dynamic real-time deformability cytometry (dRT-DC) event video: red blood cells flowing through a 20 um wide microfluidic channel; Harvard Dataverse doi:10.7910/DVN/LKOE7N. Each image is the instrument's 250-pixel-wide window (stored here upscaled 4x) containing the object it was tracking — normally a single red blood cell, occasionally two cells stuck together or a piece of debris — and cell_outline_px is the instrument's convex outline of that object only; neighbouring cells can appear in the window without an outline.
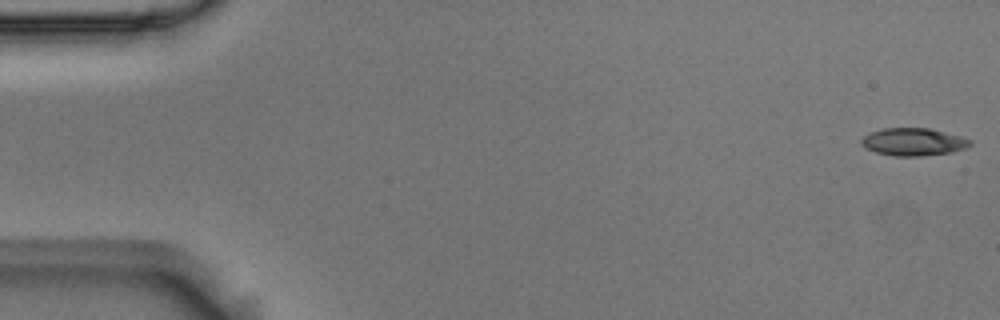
{"species": "Egyptian fruit bat (a non-hibernating species)", "species_latin": "Rousettus aegyptiacus", "temperature_condition": "room temperature", "stored_images_in_passage": 38, "camera_frame_rate_fps": 3000, "um_per_image_px": 0.085, "animal": {"sex": "male"}, "frame": {"image": 1, "passage_image": 1, "time_ms": 0.0, "image_size_px": [1000, 320], "cell_outline_px": [[972, 144], [964, 148], [952, 152], [920, 156], [892, 156], [876, 152], [864, 148], [860, 144], [860, 140], [864, 136], [872, 132], [884, 128], [928, 128], [960, 136], [972, 140]], "centroid_in_image_um": [77.61, 12.06], "position_along_channel_um": 7.4, "area_um2": 17.46}}
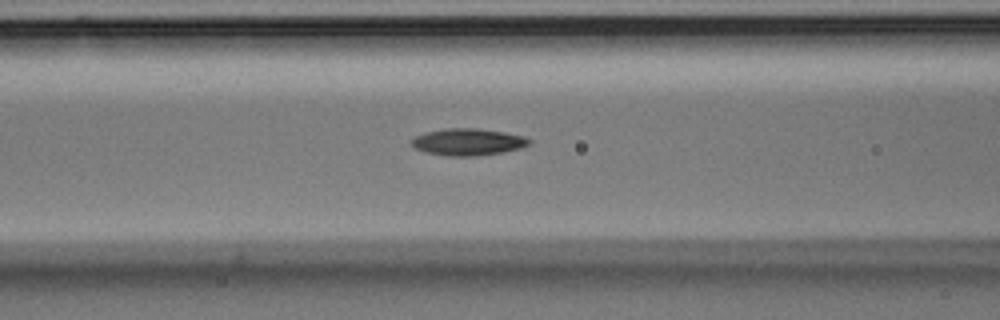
{"frame": {"image": 2, "passage_image": 22, "time_ms": 7.0, "image_size_px": [1000, 320], "cell_outline_px": [[532, 144], [520, 148], [504, 152], [476, 156], [444, 156], [424, 152], [408, 144], [408, 140], [416, 136], [428, 132], [448, 128], [476, 128], [504, 132], [524, 136], [532, 140]], "centroid_in_image_um": [39.77, 12.08], "position_along_channel_um": 126.8, "area_um2": 18.67}}
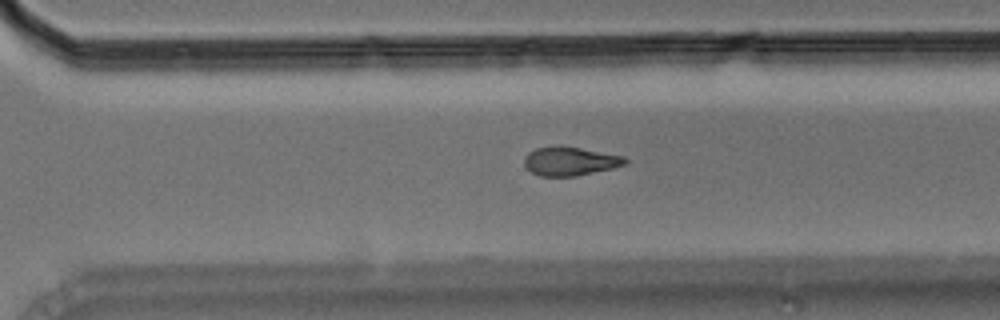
{"frame": {"image": 3, "passage_image": 38, "time_ms": 12.333, "image_size_px": [1000, 320], "cell_outline_px": [[628, 164], [612, 168], [576, 176], [540, 176], [532, 172], [524, 164], [524, 156], [528, 152], [536, 148], [556, 144], [564, 144], [624, 156], [628, 160]], "centroid_in_image_um": [48.46, 13.66], "position_along_channel_um": 322.1, "area_um2": 17.34}}